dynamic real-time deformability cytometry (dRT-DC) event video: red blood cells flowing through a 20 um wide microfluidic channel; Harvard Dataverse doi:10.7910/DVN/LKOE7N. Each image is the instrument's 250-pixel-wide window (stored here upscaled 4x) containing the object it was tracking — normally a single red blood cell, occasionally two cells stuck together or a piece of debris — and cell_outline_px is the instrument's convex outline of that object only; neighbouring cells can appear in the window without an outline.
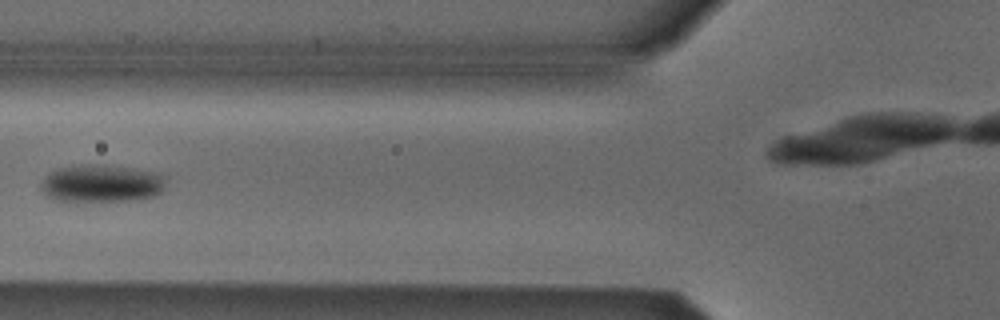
{"species": "Egyptian fruit bat (a non-hibernating species)", "species_latin": "Rousettus aegyptiacus", "temperature_condition": "cold", "stored_images_in_passage": 7, "camera_frame_rate_fps": 3000, "um_per_image_px": 0.085, "animal": {"sex": "male"}, "frame": {"image": 1, "passage_image": 6, "time_ms": 1.667, "image_size_px": [1000, 320], "cell_outline_px": [[164, 188], [160, 192], [152, 196], [132, 200], [56, 200], [48, 196], [40, 188], [40, 184], [52, 172], [60, 168], [80, 164], [100, 164], [132, 168], [152, 172], [164, 176]], "centroid_in_image_um": [8.63, 15.57], "position_along_channel_um": 117.2, "area_um2": 26.7}}